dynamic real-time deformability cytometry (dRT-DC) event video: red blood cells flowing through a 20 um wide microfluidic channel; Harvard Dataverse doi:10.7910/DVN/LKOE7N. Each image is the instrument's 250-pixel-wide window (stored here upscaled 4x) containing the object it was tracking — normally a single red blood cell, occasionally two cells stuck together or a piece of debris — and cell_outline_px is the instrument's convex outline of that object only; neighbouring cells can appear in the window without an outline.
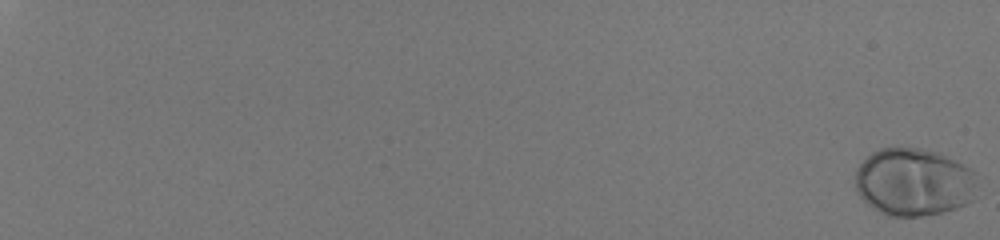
{"species": "human", "species_latin": "Homo sapiens", "temperature_condition": "room temperature", "stored_images_in_passage": 53, "camera_frame_rate_fps": 3000, "um_per_image_px": 0.085, "donor": {"sex": "male"}, "frame": {"image": 1, "passage_image": 1, "time_ms": 0.0, "image_size_px": [1000, 240], "cell_outline_px": [[972, 200], [956, 208], [944, 212], [920, 216], [888, 216], [872, 208], [860, 196], [856, 188], [856, 168], [872, 152], [880, 148], [920, 148], [940, 152], [972, 168]], "centroid_in_image_um": [77.62, 15.47], "position_along_channel_um": 7.4, "area_um2": 47.8}}
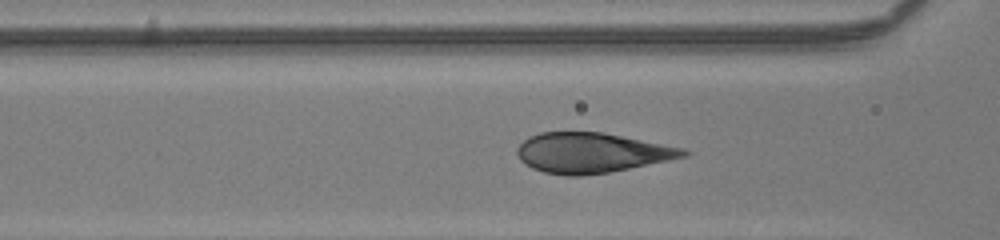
{"frame": {"image": 2, "passage_image": 31, "time_ms": 10.0, "image_size_px": [1000, 240], "cell_outline_px": [[692, 152], [688, 156], [608, 172], [584, 176], [568, 176], [544, 172], [532, 168], [524, 164], [520, 160], [516, 152], [516, 148], [528, 136], [540, 132], [604, 132], [684, 148]], "centroid_in_image_um": [50.27, 12.98], "position_along_channel_um": 116.3, "area_um2": 38.9}}
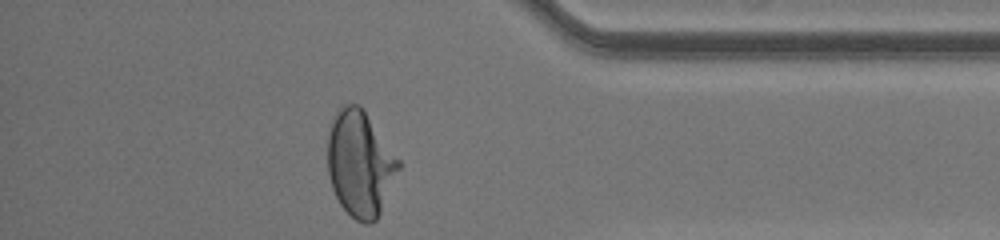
{"frame": {"image": 3, "passage_image": 53, "time_ms": 17.333, "image_size_px": [1000, 240], "cell_outline_px": [[404, 164], [376, 220], [372, 224], [364, 224], [356, 220], [340, 204], [332, 188], [328, 172], [328, 124], [332, 116], [344, 104], [360, 104], [364, 108]], "centroid_in_image_um": [30.64, 13.87], "position_along_channel_um": 404.6, "area_um2": 44.68}, "authors_computed_cell_mechanics": {"area_um2": 42.483, "velocity_mm_per_s": 4.0829, "shape_relaxation_time_tau1_ms": 3.3778, "shape_relaxation_time_tau2_ms": null, "deformation_change_tau1": 0.2063, "deformation_change_tau2": null}}